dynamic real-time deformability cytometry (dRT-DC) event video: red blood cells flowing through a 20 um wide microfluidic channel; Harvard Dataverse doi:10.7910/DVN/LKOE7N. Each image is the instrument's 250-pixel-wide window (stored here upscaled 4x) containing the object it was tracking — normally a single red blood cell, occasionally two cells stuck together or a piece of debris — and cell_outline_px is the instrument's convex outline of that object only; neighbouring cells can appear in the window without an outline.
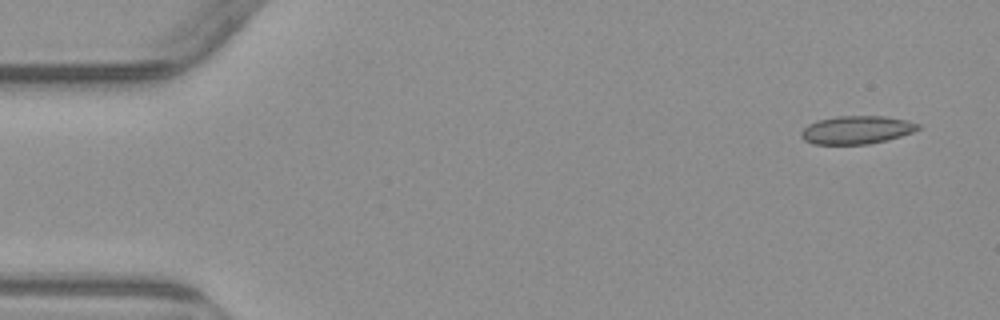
{"species": "common noctule bat (a hibernating species)", "species_latin": "Nyctalus noctula", "temperature_condition": "warm", "stored_images_in_passage": 5, "camera_frame_rate_fps": 3000, "um_per_image_px": 0.085, "animal": {"sex": "male", "body_mass_g": 23.1, "forearm_length_mm": 52.7}, "frame": {"image": 1, "passage_image": 1, "time_ms": 0.0, "image_size_px": [1000, 320], "cell_outline_px": [[920, 128], [912, 132], [888, 140], [868, 144], [812, 144], [804, 140], [800, 136], [800, 132], [808, 124], [816, 120], [836, 116], [884, 116], [904, 120], [920, 124]], "centroid_in_image_um": [72.77, 11.04], "position_along_channel_um": 12.2, "area_um2": 19.19}}
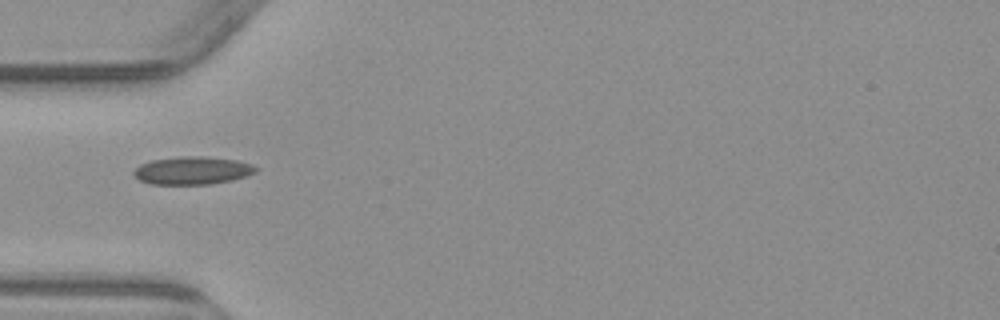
{"frame": {"image": 2, "passage_image": 5, "time_ms": 4.667, "image_size_px": [1000, 320], "cell_outline_px": [[260, 168], [256, 172], [232, 180], [208, 184], [152, 184], [140, 180], [132, 172], [140, 164], [152, 160], [180, 156], [200, 156], [236, 160], [252, 164]], "centroid_in_image_um": [16.37, 14.49], "position_along_channel_um": 68.6, "area_um2": 19.71}}